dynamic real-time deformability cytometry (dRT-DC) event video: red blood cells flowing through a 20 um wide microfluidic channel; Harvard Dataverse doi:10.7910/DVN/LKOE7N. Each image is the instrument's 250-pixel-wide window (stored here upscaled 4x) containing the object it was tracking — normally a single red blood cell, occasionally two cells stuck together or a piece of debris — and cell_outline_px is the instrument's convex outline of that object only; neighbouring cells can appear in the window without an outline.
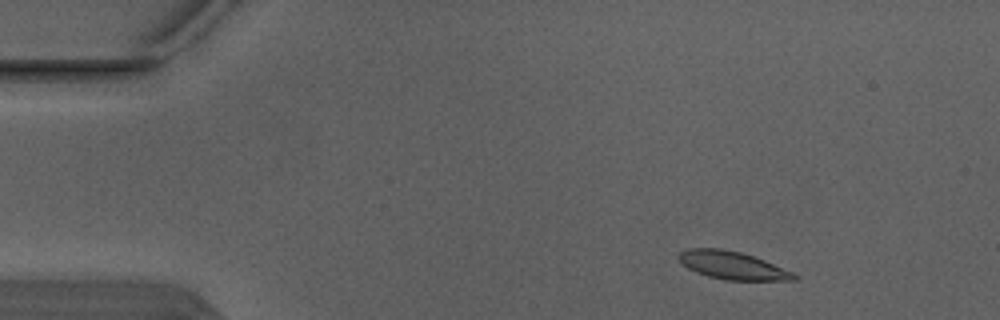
{"species": "Egyptian fruit bat (a non-hibernating species)", "species_latin": "Rousettus aegyptiacus", "temperature_condition": "warm", "stored_images_in_passage": 4, "segment_of_instrument_passage": [1, 2], "camera_frame_rate_fps": 3000, "um_per_image_px": 0.085, "animal": {"sex": "male"}, "frame": {"image": 1, "passage_image": 1, "time_ms": 0.0, "image_size_px": [1000, 320], "cell_outline_px": [[800, 276], [796, 280], [728, 280], [708, 276], [696, 272], [688, 268], [676, 256], [680, 252], [688, 248], [720, 248], [740, 252], [764, 260], [796, 272]], "centroid_in_image_um": [62.31, 22.56], "position_along_channel_um": 22.7, "area_um2": 18.79}}